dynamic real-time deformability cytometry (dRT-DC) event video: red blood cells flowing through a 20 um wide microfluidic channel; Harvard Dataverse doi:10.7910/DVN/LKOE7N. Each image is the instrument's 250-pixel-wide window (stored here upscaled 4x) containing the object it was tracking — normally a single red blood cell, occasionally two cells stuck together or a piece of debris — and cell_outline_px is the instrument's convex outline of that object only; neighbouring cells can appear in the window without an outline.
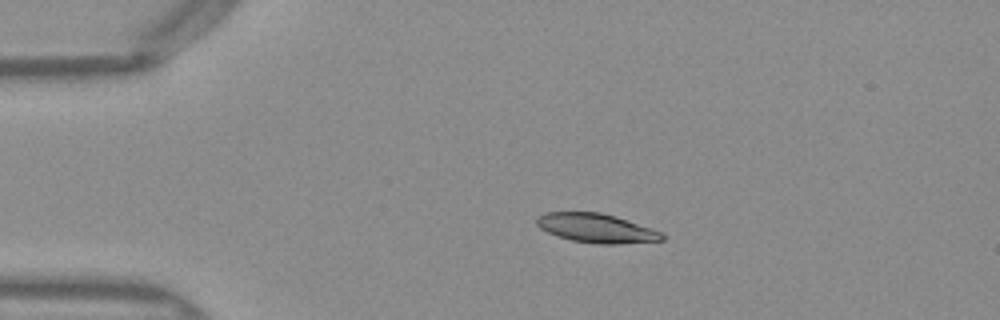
{"species": "Egyptian fruit bat (a non-hibernating species)", "species_latin": "Rousettus aegyptiacus", "temperature_condition": "warm", "stored_images_in_passage": 41, "camera_frame_rate_fps": 3000, "um_per_image_px": 0.085, "frame": {"image": 1, "passage_image": 1, "time_ms": 0.0, "image_size_px": [1000, 320], "cell_outline_px": [[664, 240], [616, 244], [600, 244], [572, 240], [556, 236], [540, 228], [536, 224], [536, 216], [548, 212], [600, 212], [616, 216], [664, 232]], "centroid_in_image_um": [50.7, 19.39], "position_along_channel_um": 34.3, "area_um2": 21.33}}
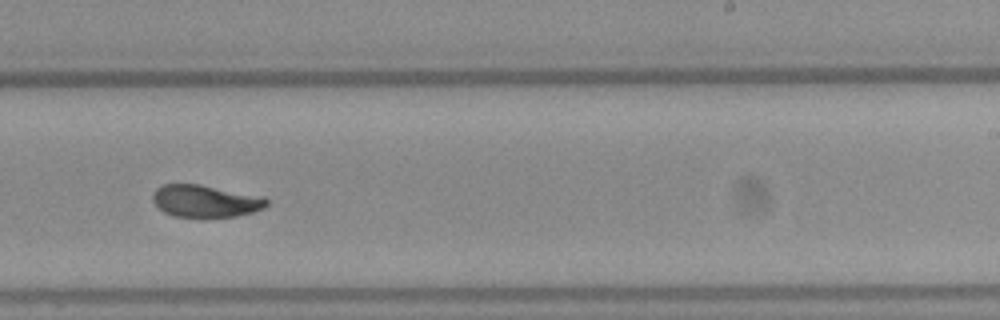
{"frame": {"image": 2, "passage_image": 22, "time_ms": 7.0, "image_size_px": [1000, 320], "cell_outline_px": [[268, 204], [264, 208], [252, 212], [236, 216], [204, 220], [200, 220], [176, 216], [164, 212], [152, 200], [152, 196], [156, 188], [164, 184], [200, 184], [264, 196], [268, 200]], "centroid_in_image_um": [17.48, 17.13], "position_along_channel_um": 271.5, "area_um2": 22.14}}
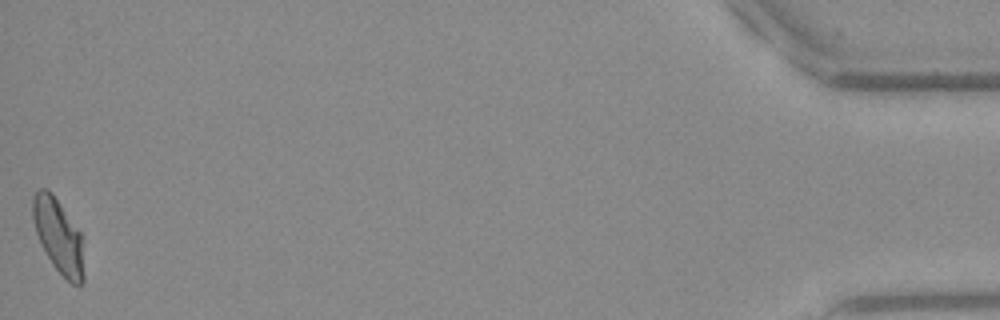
{"frame": {"image": 3, "passage_image": 41, "time_ms": 13.333, "image_size_px": [1000, 320], "cell_outline_px": [[84, 280], [80, 284], [72, 284], [52, 264], [36, 232], [32, 216], [32, 196], [40, 188], [48, 188], [52, 192], [80, 232], [84, 276]], "centroid_in_image_um": [4.95, 20.01], "position_along_channel_um": 430.3, "area_um2": 21.62}, "authors_computed_cell_mechanics": {"area_um2": 22.0796, "velocity_mm_per_s": 4.0156, "shape_relaxation_time_tau1_ms": 6.5545, "shape_relaxation_time_tau2_ms": 1.5871, "deformation_change_tau1": 0.2012, "deformation_change_tau2": 0.0546}}